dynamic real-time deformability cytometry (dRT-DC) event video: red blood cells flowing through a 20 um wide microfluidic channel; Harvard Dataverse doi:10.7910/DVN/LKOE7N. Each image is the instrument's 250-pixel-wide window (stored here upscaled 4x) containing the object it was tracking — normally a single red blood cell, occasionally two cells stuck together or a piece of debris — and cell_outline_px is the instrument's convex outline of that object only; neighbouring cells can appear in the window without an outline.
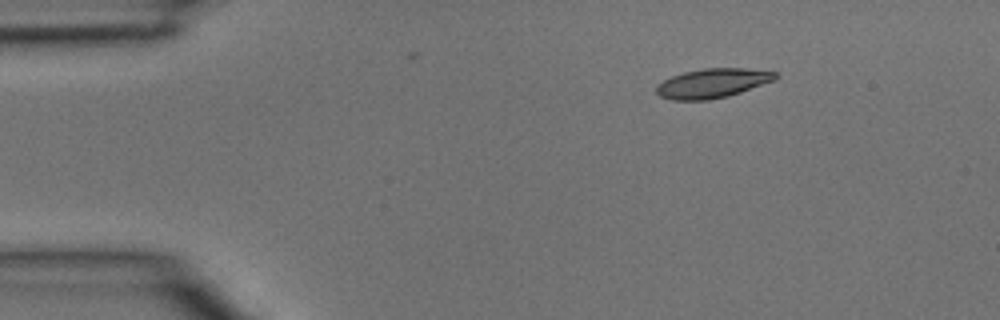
{"species": "common noctule bat (a hibernating species)", "species_latin": "Nyctalus noctula", "temperature_condition": "room temperature", "stored_images_in_passage": 3, "camera_frame_rate_fps": 3000, "um_per_image_px": 0.085, "animal": {"sex": "male", "body_mass_g": 15.6}, "frame": {"image": 1, "passage_image": 1, "time_ms": 0.0, "image_size_px": [1000, 320], "cell_outline_px": [[780, 76], [776, 80], [728, 96], [708, 100], [672, 100], [660, 96], [656, 92], [656, 84], [672, 76], [684, 72], [704, 68], [744, 68], [776, 72]], "centroid_in_image_um": [60.57, 7.07], "position_along_channel_um": 24.4, "area_um2": 20.4}}
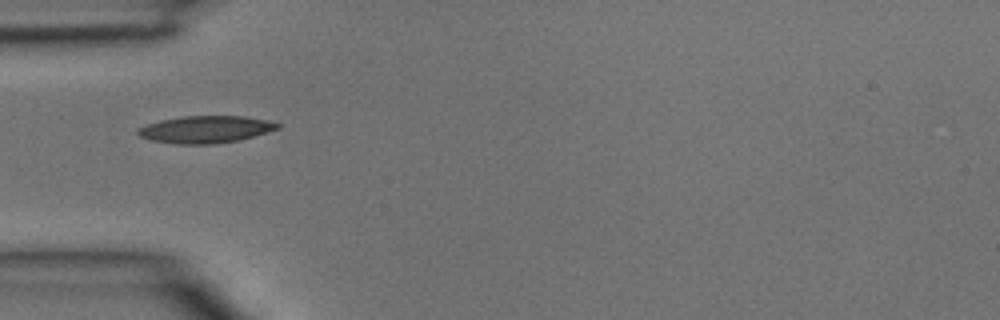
{"frame": {"image": 2, "passage_image": 3, "time_ms": 0.667, "image_size_px": [1000, 320], "cell_outline_px": [[280, 128], [252, 136], [236, 140], [216, 144], [176, 144], [148, 140], [140, 136], [136, 132], [136, 128], [160, 120], [184, 116], [244, 116], [268, 120], [280, 124]], "centroid_in_image_um": [17.43, 11.0], "position_along_channel_um": 67.6, "area_um2": 22.08}}